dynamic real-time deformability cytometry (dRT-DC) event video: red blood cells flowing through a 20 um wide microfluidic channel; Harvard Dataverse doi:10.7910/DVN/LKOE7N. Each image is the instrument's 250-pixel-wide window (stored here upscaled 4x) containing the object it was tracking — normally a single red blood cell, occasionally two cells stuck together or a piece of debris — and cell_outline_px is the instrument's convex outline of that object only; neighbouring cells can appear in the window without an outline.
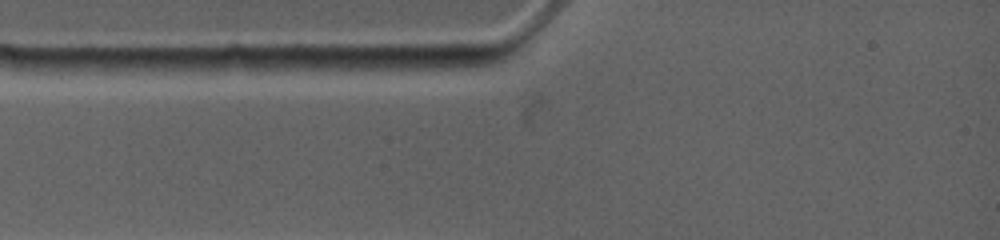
{"species": "common noctule bat (a hibernating species)", "species_latin": "Nyctalus noctula", "temperature_condition": "warm", "stored_images_in_passage": 1, "camera_frame_rate_fps": 4500, "um_per_image_px": 0.085, "animal": {"sex": "female", "body_mass_g": 19.0, "forearm_length_mm": 53.3}, "frame": {"image": 1, "passage_image": 1, "time_ms": 0.0, "image_size_px": [1000, 240], "cell_outline_px": [[504, 60], [492, 64], [468, 68], [400, 76], [360, 68], [372, 56], [488, 56]], "centroid_in_image_um": [36.09, 5.43], "position_along_channel_um": 48.9, "area_um2": 13.99}}